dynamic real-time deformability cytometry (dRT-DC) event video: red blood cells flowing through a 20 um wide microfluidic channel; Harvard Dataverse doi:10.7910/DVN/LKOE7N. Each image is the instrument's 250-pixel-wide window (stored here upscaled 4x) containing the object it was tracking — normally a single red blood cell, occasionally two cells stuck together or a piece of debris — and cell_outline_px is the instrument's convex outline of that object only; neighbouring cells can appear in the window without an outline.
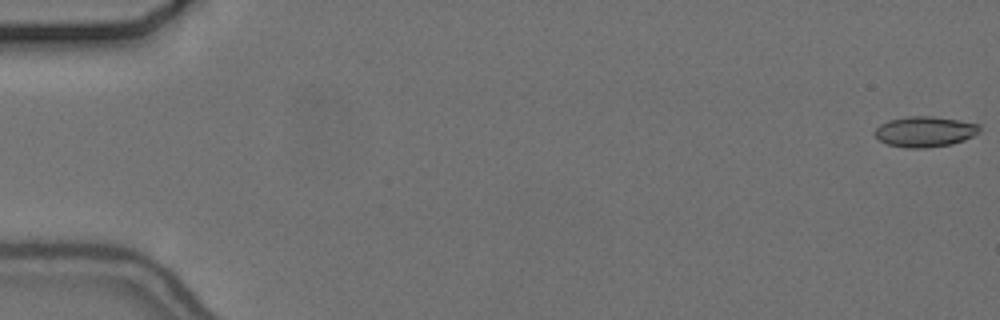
{"species": "common noctule bat (a hibernating species)", "species_latin": "Nyctalus noctula", "temperature_condition": "cold", "stored_images_in_passage": 57, "camera_frame_rate_fps": 3000, "um_per_image_px": 0.085, "animal": {"sex": "female", "body_mass_g": 24.6, "forearm_length_mm": 56.2}, "frame": {"image": 1, "passage_image": 1, "time_ms": 0.0, "image_size_px": [1000, 320], "cell_outline_px": [[980, 132], [964, 140], [952, 144], [924, 148], [904, 148], [888, 144], [880, 140], [872, 132], [880, 124], [888, 120], [908, 116], [932, 116], [960, 120], [980, 124]], "centroid_in_image_um": [78.61, 11.18], "position_along_channel_um": 6.4, "area_um2": 18.79}}
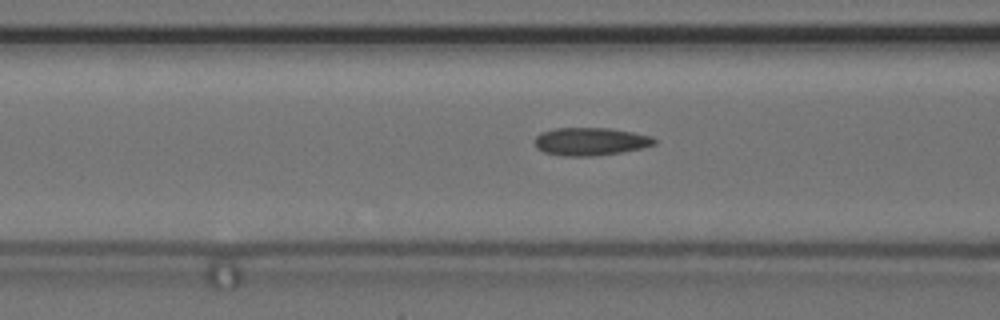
{"frame": {"image": 2, "passage_image": 23, "time_ms": 7.333, "image_size_px": [1000, 320], "cell_outline_px": [[656, 144], [640, 148], [620, 152], [596, 156], [564, 156], [544, 152], [536, 148], [536, 136], [540, 132], [556, 128], [608, 128], [632, 132], [652, 136], [656, 140]], "centroid_in_image_um": [50.18, 12.02], "position_along_channel_um": 116.4, "area_um2": 19.36}}
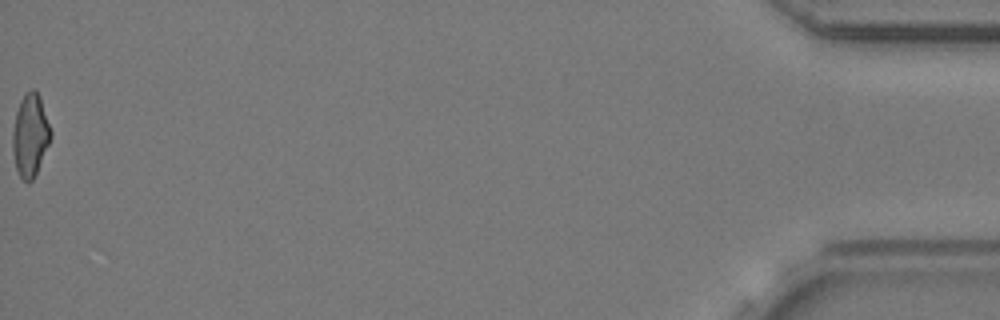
{"frame": {"image": 3, "passage_image": 57, "time_ms": 18.667, "image_size_px": [1000, 320], "cell_outline_px": [[52, 136], [36, 176], [28, 184], [20, 176], [16, 168], [12, 148], [12, 132], [16, 112], [20, 100], [24, 92], [32, 88], [36, 88], [40, 96], [52, 132]], "centroid_in_image_um": [2.58, 11.48], "position_along_channel_um": 432.6, "area_um2": 18.73}, "authors_computed_cell_mechanics": {"area_um2": 18.7272, "velocity_mm_per_s": 3.6813, "shape_relaxation_time_tau1_ms": null, "shape_relaxation_time_tau2_ms": 2.2225, "deformation_change_tau1": null, "deformation_change_tau2": 0.0947}}